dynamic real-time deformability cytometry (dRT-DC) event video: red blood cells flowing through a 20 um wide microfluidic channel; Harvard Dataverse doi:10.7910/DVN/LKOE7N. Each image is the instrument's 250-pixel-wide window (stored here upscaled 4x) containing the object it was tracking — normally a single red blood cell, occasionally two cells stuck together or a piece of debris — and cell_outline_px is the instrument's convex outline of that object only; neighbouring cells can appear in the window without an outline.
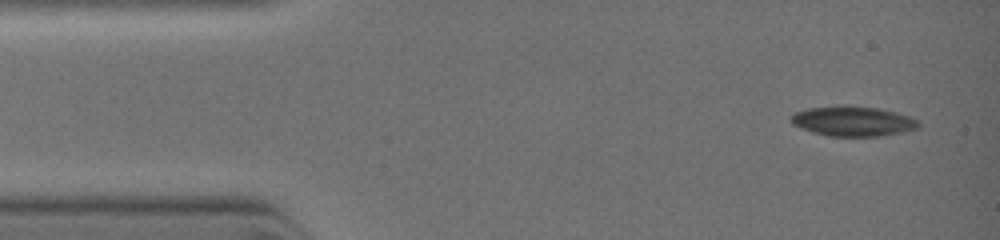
{"species": "common noctule bat (a hibernating species)", "species_latin": "Nyctalus noctula", "temperature_condition": "warm", "stored_images_in_passage": 21, "camera_frame_rate_fps": 3000, "um_per_image_px": 0.085, "animal": {"sex": "female", "body_mass_g": 19.0, "forearm_length_mm": 51.5}, "frame": {"image": 1, "passage_image": 1, "time_ms": 0.0, "image_size_px": [1000, 240], "cell_outline_px": [[920, 128], [880, 136], [828, 136], [812, 132], [800, 128], [792, 124], [788, 120], [788, 116], [796, 112], [808, 108], [848, 104], [880, 108], [912, 116], [920, 124]], "centroid_in_image_um": [72.47, 10.28], "position_along_channel_um": 12.5, "area_um2": 22.72}}
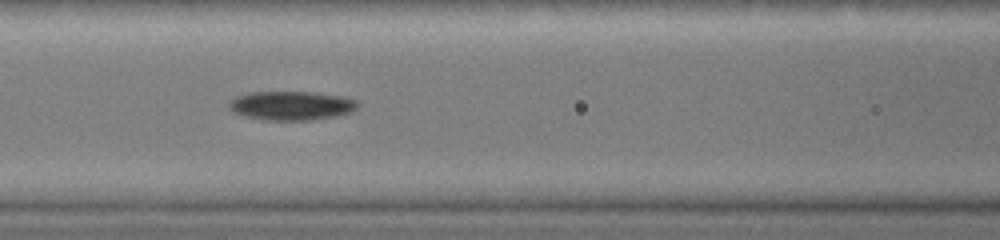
{"frame": {"image": 2, "passage_image": 7, "time_ms": 4.0, "image_size_px": [1000, 240], "cell_outline_px": [[360, 104], [352, 112], [332, 116], [308, 120], [264, 120], [244, 116], [232, 112], [228, 108], [228, 100], [236, 96], [252, 92], [312, 92], [340, 96], [356, 100]], "centroid_in_image_um": [24.7, 8.97], "position_along_channel_um": 141.9, "area_um2": 21.73}}
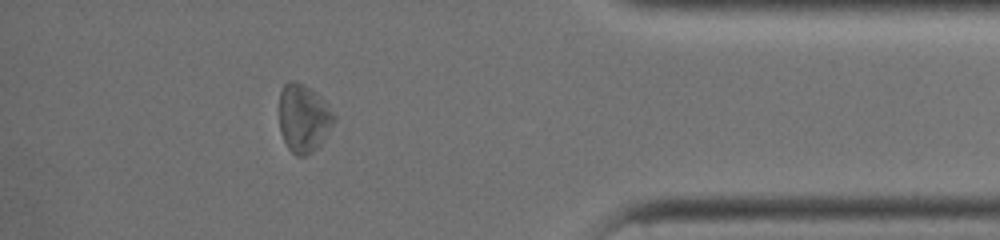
{"frame": {"image": 3, "passage_image": 16, "time_ms": 9.333, "image_size_px": [1000, 240], "cell_outline_px": [[332, 120], [312, 148], [304, 156], [296, 156], [288, 148], [284, 140], [280, 128], [280, 92], [284, 84], [292, 80], [300, 84], [332, 116]], "centroid_in_image_um": [25.61, 10.08], "position_along_channel_um": 409.6, "area_um2": 18.84}}